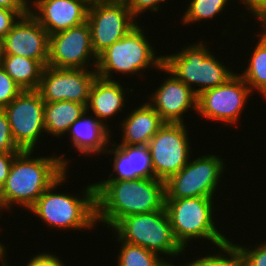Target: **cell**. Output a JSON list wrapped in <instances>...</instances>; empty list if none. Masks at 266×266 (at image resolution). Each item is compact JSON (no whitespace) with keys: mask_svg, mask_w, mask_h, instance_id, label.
I'll return each mask as SVG.
<instances>
[{"mask_svg":"<svg viewBox=\"0 0 266 266\" xmlns=\"http://www.w3.org/2000/svg\"><path fill=\"white\" fill-rule=\"evenodd\" d=\"M129 8L132 16L136 19L137 16L142 15L146 10L149 12H157L160 8V3L166 0H124ZM142 13V14H141Z\"/></svg>","mask_w":266,"mask_h":266,"instance_id":"obj_31","label":"cell"},{"mask_svg":"<svg viewBox=\"0 0 266 266\" xmlns=\"http://www.w3.org/2000/svg\"><path fill=\"white\" fill-rule=\"evenodd\" d=\"M31 0H0V7L15 11H30Z\"/></svg>","mask_w":266,"mask_h":266,"instance_id":"obj_36","label":"cell"},{"mask_svg":"<svg viewBox=\"0 0 266 266\" xmlns=\"http://www.w3.org/2000/svg\"><path fill=\"white\" fill-rule=\"evenodd\" d=\"M141 25L133 27L123 38L114 42L104 50L97 60L98 77L113 80L114 72L118 74L138 75L145 69L163 66L164 56H156L157 52L150 44ZM151 66V67H150Z\"/></svg>","mask_w":266,"mask_h":266,"instance_id":"obj_5","label":"cell"},{"mask_svg":"<svg viewBox=\"0 0 266 266\" xmlns=\"http://www.w3.org/2000/svg\"><path fill=\"white\" fill-rule=\"evenodd\" d=\"M5 249H6V246L3 245L2 242H0V259H1L2 256L6 255V253H7V250H5Z\"/></svg>","mask_w":266,"mask_h":266,"instance_id":"obj_38","label":"cell"},{"mask_svg":"<svg viewBox=\"0 0 266 266\" xmlns=\"http://www.w3.org/2000/svg\"><path fill=\"white\" fill-rule=\"evenodd\" d=\"M111 229L121 241L139 245L158 256L175 258L187 251L176 240L165 207L124 217Z\"/></svg>","mask_w":266,"mask_h":266,"instance_id":"obj_7","label":"cell"},{"mask_svg":"<svg viewBox=\"0 0 266 266\" xmlns=\"http://www.w3.org/2000/svg\"><path fill=\"white\" fill-rule=\"evenodd\" d=\"M0 65L23 90H37L44 70L38 60L19 55H0Z\"/></svg>","mask_w":266,"mask_h":266,"instance_id":"obj_23","label":"cell"},{"mask_svg":"<svg viewBox=\"0 0 266 266\" xmlns=\"http://www.w3.org/2000/svg\"><path fill=\"white\" fill-rule=\"evenodd\" d=\"M87 22L97 57L138 24L124 0L90 4Z\"/></svg>","mask_w":266,"mask_h":266,"instance_id":"obj_12","label":"cell"},{"mask_svg":"<svg viewBox=\"0 0 266 266\" xmlns=\"http://www.w3.org/2000/svg\"><path fill=\"white\" fill-rule=\"evenodd\" d=\"M252 91L243 78L236 73L226 83L207 89L197 95V111L203 118L224 123L228 127L241 118Z\"/></svg>","mask_w":266,"mask_h":266,"instance_id":"obj_11","label":"cell"},{"mask_svg":"<svg viewBox=\"0 0 266 266\" xmlns=\"http://www.w3.org/2000/svg\"><path fill=\"white\" fill-rule=\"evenodd\" d=\"M4 257H5V256H2L1 259H0V262H1L0 264H1V266H10V265L7 264L8 262H6V259H5ZM4 259H5V260H4Z\"/></svg>","mask_w":266,"mask_h":266,"instance_id":"obj_40","label":"cell"},{"mask_svg":"<svg viewBox=\"0 0 266 266\" xmlns=\"http://www.w3.org/2000/svg\"><path fill=\"white\" fill-rule=\"evenodd\" d=\"M213 200V197L165 199L174 236L184 249L192 239H207L215 246L229 239L215 226Z\"/></svg>","mask_w":266,"mask_h":266,"instance_id":"obj_6","label":"cell"},{"mask_svg":"<svg viewBox=\"0 0 266 266\" xmlns=\"http://www.w3.org/2000/svg\"><path fill=\"white\" fill-rule=\"evenodd\" d=\"M67 170L53 182L27 211L40 217L51 228L86 230L93 229L96 221L95 184L83 188L81 196L55 192L56 187L67 181Z\"/></svg>","mask_w":266,"mask_h":266,"instance_id":"obj_3","label":"cell"},{"mask_svg":"<svg viewBox=\"0 0 266 266\" xmlns=\"http://www.w3.org/2000/svg\"><path fill=\"white\" fill-rule=\"evenodd\" d=\"M260 35V36H259ZM254 46L247 68L239 74L250 90L258 91L266 99V35L261 32Z\"/></svg>","mask_w":266,"mask_h":266,"instance_id":"obj_24","label":"cell"},{"mask_svg":"<svg viewBox=\"0 0 266 266\" xmlns=\"http://www.w3.org/2000/svg\"><path fill=\"white\" fill-rule=\"evenodd\" d=\"M95 184L96 221L111 228L122 218L162 210L165 181L157 178L103 180Z\"/></svg>","mask_w":266,"mask_h":266,"instance_id":"obj_1","label":"cell"},{"mask_svg":"<svg viewBox=\"0 0 266 266\" xmlns=\"http://www.w3.org/2000/svg\"><path fill=\"white\" fill-rule=\"evenodd\" d=\"M260 243L261 244L259 245L256 244L255 246H253L254 249L252 248V246L246 248L247 246L244 247L241 244L238 245L239 249L243 253L245 266H266V241Z\"/></svg>","mask_w":266,"mask_h":266,"instance_id":"obj_29","label":"cell"},{"mask_svg":"<svg viewBox=\"0 0 266 266\" xmlns=\"http://www.w3.org/2000/svg\"><path fill=\"white\" fill-rule=\"evenodd\" d=\"M19 152H0V189L5 184L10 167Z\"/></svg>","mask_w":266,"mask_h":266,"instance_id":"obj_34","label":"cell"},{"mask_svg":"<svg viewBox=\"0 0 266 266\" xmlns=\"http://www.w3.org/2000/svg\"><path fill=\"white\" fill-rule=\"evenodd\" d=\"M1 41H2V39L0 38V54H1Z\"/></svg>","mask_w":266,"mask_h":266,"instance_id":"obj_41","label":"cell"},{"mask_svg":"<svg viewBox=\"0 0 266 266\" xmlns=\"http://www.w3.org/2000/svg\"><path fill=\"white\" fill-rule=\"evenodd\" d=\"M84 1H86L90 5L94 3L112 2L115 0H84Z\"/></svg>","mask_w":266,"mask_h":266,"instance_id":"obj_37","label":"cell"},{"mask_svg":"<svg viewBox=\"0 0 266 266\" xmlns=\"http://www.w3.org/2000/svg\"><path fill=\"white\" fill-rule=\"evenodd\" d=\"M87 111L78 118L68 131L69 139H71L72 147L77 152L86 155H97L104 153L108 145H110L111 131L97 118L88 116Z\"/></svg>","mask_w":266,"mask_h":266,"instance_id":"obj_21","label":"cell"},{"mask_svg":"<svg viewBox=\"0 0 266 266\" xmlns=\"http://www.w3.org/2000/svg\"><path fill=\"white\" fill-rule=\"evenodd\" d=\"M110 144L112 148L109 146L110 148H107L104 152L105 154L112 153L114 155L113 171L107 180H131L155 177L148 146L118 145L115 141L114 143L110 142Z\"/></svg>","mask_w":266,"mask_h":266,"instance_id":"obj_18","label":"cell"},{"mask_svg":"<svg viewBox=\"0 0 266 266\" xmlns=\"http://www.w3.org/2000/svg\"><path fill=\"white\" fill-rule=\"evenodd\" d=\"M96 69H69L45 66L37 88L44 102L68 100L87 107Z\"/></svg>","mask_w":266,"mask_h":266,"instance_id":"obj_14","label":"cell"},{"mask_svg":"<svg viewBox=\"0 0 266 266\" xmlns=\"http://www.w3.org/2000/svg\"><path fill=\"white\" fill-rule=\"evenodd\" d=\"M228 2L229 0H191L183 13L181 21L187 25L210 20L217 14L220 16V12L224 11Z\"/></svg>","mask_w":266,"mask_h":266,"instance_id":"obj_27","label":"cell"},{"mask_svg":"<svg viewBox=\"0 0 266 266\" xmlns=\"http://www.w3.org/2000/svg\"><path fill=\"white\" fill-rule=\"evenodd\" d=\"M123 88L120 82L116 80H107L97 76L90 89L87 112L92 110L90 114L92 113L108 128V124H105L107 119L114 117L125 108V103H127L126 90L133 92V89Z\"/></svg>","mask_w":266,"mask_h":266,"instance_id":"obj_19","label":"cell"},{"mask_svg":"<svg viewBox=\"0 0 266 266\" xmlns=\"http://www.w3.org/2000/svg\"><path fill=\"white\" fill-rule=\"evenodd\" d=\"M23 89L6 73L0 65V109L5 108Z\"/></svg>","mask_w":266,"mask_h":266,"instance_id":"obj_28","label":"cell"},{"mask_svg":"<svg viewBox=\"0 0 266 266\" xmlns=\"http://www.w3.org/2000/svg\"><path fill=\"white\" fill-rule=\"evenodd\" d=\"M44 105L37 90H23L3 108L16 146L21 151H35L45 132Z\"/></svg>","mask_w":266,"mask_h":266,"instance_id":"obj_10","label":"cell"},{"mask_svg":"<svg viewBox=\"0 0 266 266\" xmlns=\"http://www.w3.org/2000/svg\"><path fill=\"white\" fill-rule=\"evenodd\" d=\"M241 1L248 13L254 15L258 20L266 18V0H238Z\"/></svg>","mask_w":266,"mask_h":266,"instance_id":"obj_35","label":"cell"},{"mask_svg":"<svg viewBox=\"0 0 266 266\" xmlns=\"http://www.w3.org/2000/svg\"><path fill=\"white\" fill-rule=\"evenodd\" d=\"M31 2L30 14L49 36L87 22L90 5L84 0H33Z\"/></svg>","mask_w":266,"mask_h":266,"instance_id":"obj_17","label":"cell"},{"mask_svg":"<svg viewBox=\"0 0 266 266\" xmlns=\"http://www.w3.org/2000/svg\"><path fill=\"white\" fill-rule=\"evenodd\" d=\"M87 108L84 104L68 100L45 102V133L59 138L67 134L70 126L80 118Z\"/></svg>","mask_w":266,"mask_h":266,"instance_id":"obj_22","label":"cell"},{"mask_svg":"<svg viewBox=\"0 0 266 266\" xmlns=\"http://www.w3.org/2000/svg\"><path fill=\"white\" fill-rule=\"evenodd\" d=\"M32 154L33 151H20L14 158L8 178L0 189L1 212L5 209L9 212L14 204L29 210L43 192L68 170L70 159H64L60 154L58 157L53 154L36 158Z\"/></svg>","mask_w":266,"mask_h":266,"instance_id":"obj_2","label":"cell"},{"mask_svg":"<svg viewBox=\"0 0 266 266\" xmlns=\"http://www.w3.org/2000/svg\"><path fill=\"white\" fill-rule=\"evenodd\" d=\"M30 13V11H15L0 7V38L2 39L18 21V19Z\"/></svg>","mask_w":266,"mask_h":266,"instance_id":"obj_32","label":"cell"},{"mask_svg":"<svg viewBox=\"0 0 266 266\" xmlns=\"http://www.w3.org/2000/svg\"><path fill=\"white\" fill-rule=\"evenodd\" d=\"M216 248L222 251L219 253L198 257L196 260L185 263L187 266H245V259L242 251L236 243L227 240ZM226 254V255H224Z\"/></svg>","mask_w":266,"mask_h":266,"instance_id":"obj_26","label":"cell"},{"mask_svg":"<svg viewBox=\"0 0 266 266\" xmlns=\"http://www.w3.org/2000/svg\"><path fill=\"white\" fill-rule=\"evenodd\" d=\"M126 117L120 125L123 133L119 145L147 146L165 123L148 101L132 108Z\"/></svg>","mask_w":266,"mask_h":266,"instance_id":"obj_20","label":"cell"},{"mask_svg":"<svg viewBox=\"0 0 266 266\" xmlns=\"http://www.w3.org/2000/svg\"><path fill=\"white\" fill-rule=\"evenodd\" d=\"M158 71L167 72L169 78L165 77L160 87L149 95L148 103L165 123H184L183 116L190 108L197 111V95L164 65Z\"/></svg>","mask_w":266,"mask_h":266,"instance_id":"obj_16","label":"cell"},{"mask_svg":"<svg viewBox=\"0 0 266 266\" xmlns=\"http://www.w3.org/2000/svg\"><path fill=\"white\" fill-rule=\"evenodd\" d=\"M13 139L9 121L3 109H0V152H20Z\"/></svg>","mask_w":266,"mask_h":266,"instance_id":"obj_30","label":"cell"},{"mask_svg":"<svg viewBox=\"0 0 266 266\" xmlns=\"http://www.w3.org/2000/svg\"><path fill=\"white\" fill-rule=\"evenodd\" d=\"M206 47V42L201 40L175 54L163 55V65L196 95L226 83L236 74L209 51L210 47Z\"/></svg>","mask_w":266,"mask_h":266,"instance_id":"obj_4","label":"cell"},{"mask_svg":"<svg viewBox=\"0 0 266 266\" xmlns=\"http://www.w3.org/2000/svg\"><path fill=\"white\" fill-rule=\"evenodd\" d=\"M25 266H66L62 260L52 253H38Z\"/></svg>","mask_w":266,"mask_h":266,"instance_id":"obj_33","label":"cell"},{"mask_svg":"<svg viewBox=\"0 0 266 266\" xmlns=\"http://www.w3.org/2000/svg\"><path fill=\"white\" fill-rule=\"evenodd\" d=\"M187 125L164 123L148 143L154 176L166 181L191 159Z\"/></svg>","mask_w":266,"mask_h":266,"instance_id":"obj_9","label":"cell"},{"mask_svg":"<svg viewBox=\"0 0 266 266\" xmlns=\"http://www.w3.org/2000/svg\"><path fill=\"white\" fill-rule=\"evenodd\" d=\"M0 55L27 57L45 67L49 58V34L30 13L23 15L2 38Z\"/></svg>","mask_w":266,"mask_h":266,"instance_id":"obj_15","label":"cell"},{"mask_svg":"<svg viewBox=\"0 0 266 266\" xmlns=\"http://www.w3.org/2000/svg\"><path fill=\"white\" fill-rule=\"evenodd\" d=\"M97 60L91 45L88 22L49 36L48 66L69 69H89L94 66L96 69Z\"/></svg>","mask_w":266,"mask_h":266,"instance_id":"obj_13","label":"cell"},{"mask_svg":"<svg viewBox=\"0 0 266 266\" xmlns=\"http://www.w3.org/2000/svg\"><path fill=\"white\" fill-rule=\"evenodd\" d=\"M188 163L165 181V199L214 197L221 183L225 164L217 155L207 154ZM220 182V183H219Z\"/></svg>","mask_w":266,"mask_h":266,"instance_id":"obj_8","label":"cell"},{"mask_svg":"<svg viewBox=\"0 0 266 266\" xmlns=\"http://www.w3.org/2000/svg\"><path fill=\"white\" fill-rule=\"evenodd\" d=\"M261 23H259V24H261V27H262V32L266 35V18H264V19H261V20H259Z\"/></svg>","mask_w":266,"mask_h":266,"instance_id":"obj_39","label":"cell"},{"mask_svg":"<svg viewBox=\"0 0 266 266\" xmlns=\"http://www.w3.org/2000/svg\"><path fill=\"white\" fill-rule=\"evenodd\" d=\"M121 243L120 251L118 250V259L116 258L117 266H170L174 265L168 257L163 258L157 254L150 252L146 248L139 245L121 241L116 236V242ZM166 259V260H164Z\"/></svg>","mask_w":266,"mask_h":266,"instance_id":"obj_25","label":"cell"}]
</instances>
